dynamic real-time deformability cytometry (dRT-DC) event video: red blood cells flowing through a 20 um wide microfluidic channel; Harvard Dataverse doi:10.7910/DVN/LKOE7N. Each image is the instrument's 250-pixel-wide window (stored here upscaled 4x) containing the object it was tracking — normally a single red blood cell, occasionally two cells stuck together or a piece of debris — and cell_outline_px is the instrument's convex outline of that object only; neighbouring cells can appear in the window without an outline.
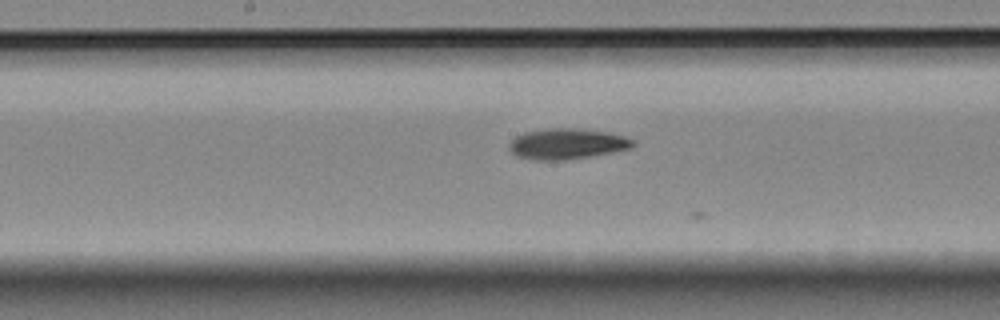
{"species": "Egyptian fruit bat (a non-hibernating species)", "species_latin": "Rousettus aegyptiacus", "temperature_condition": "room temperature", "stored_images_in_passage": 16, "camera_frame_rate_fps": 3000, "um_per_image_px": 0.085, "animal": {"sex": "female"}, "frame": {"image": 1, "passage_image": 14, "time_ms": 4.333, "image_size_px": [1000, 320], "cell_outline_px": [[636, 144], [632, 148], [592, 156], [564, 160], [532, 160], [516, 156], [508, 148], [508, 144], [516, 136], [524, 132], [548, 128], [580, 128], [608, 132], [624, 136], [636, 140]], "centroid_in_image_um": [48.21, 12.22], "position_along_channel_um": 200.0, "area_um2": 22.43}}